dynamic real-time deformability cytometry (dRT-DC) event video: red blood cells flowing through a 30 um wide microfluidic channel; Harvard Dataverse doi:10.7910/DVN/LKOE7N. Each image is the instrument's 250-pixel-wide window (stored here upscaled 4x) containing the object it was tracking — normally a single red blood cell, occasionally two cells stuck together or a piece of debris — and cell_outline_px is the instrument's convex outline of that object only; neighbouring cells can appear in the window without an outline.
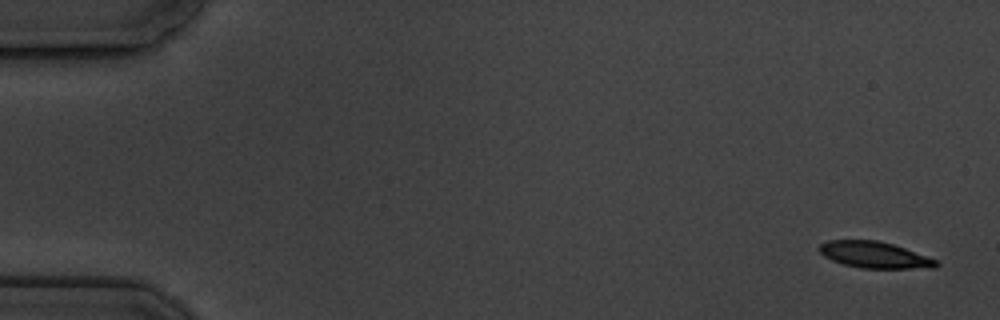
{"species": "common noctule bat (a hibernating species)", "species_latin": "Nyctalus noctula", "temperature_condition": "cold", "stored_images_in_passage": 6, "camera_frame_rate_fps": 3000, "um_per_image_px": 0.085, "animal": {"sex": "male", "body_mass_g": 19.5, "forearm_length_mm": 54.6}, "frame": {"image": 1, "passage_image": 1, "time_ms": 0.0, "image_size_px": [1000, 320], "cell_outline_px": [[940, 264], [936, 268], [860, 268], [844, 264], [832, 260], [824, 256], [820, 252], [820, 244], [828, 240], [876, 240], [892, 244], [904, 248], [936, 260]], "centroid_in_image_um": [74.33, 21.67], "position_along_channel_um": 10.7, "area_um2": 17.74}}
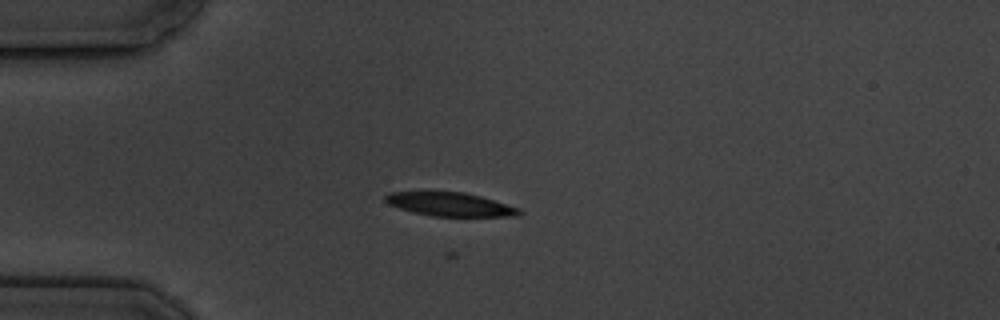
{"frame": {"image": 2, "passage_image": 5, "time_ms": 4.333, "image_size_px": [1000, 320], "cell_outline_px": [[524, 212], [520, 216], [432, 216], [412, 212], [388, 204], [384, 200], [384, 196], [388, 192], [464, 192], [480, 196], [520, 208]], "centroid_in_image_um": [38.27, 17.37], "position_along_channel_um": 46.7, "area_um2": 18.44}}